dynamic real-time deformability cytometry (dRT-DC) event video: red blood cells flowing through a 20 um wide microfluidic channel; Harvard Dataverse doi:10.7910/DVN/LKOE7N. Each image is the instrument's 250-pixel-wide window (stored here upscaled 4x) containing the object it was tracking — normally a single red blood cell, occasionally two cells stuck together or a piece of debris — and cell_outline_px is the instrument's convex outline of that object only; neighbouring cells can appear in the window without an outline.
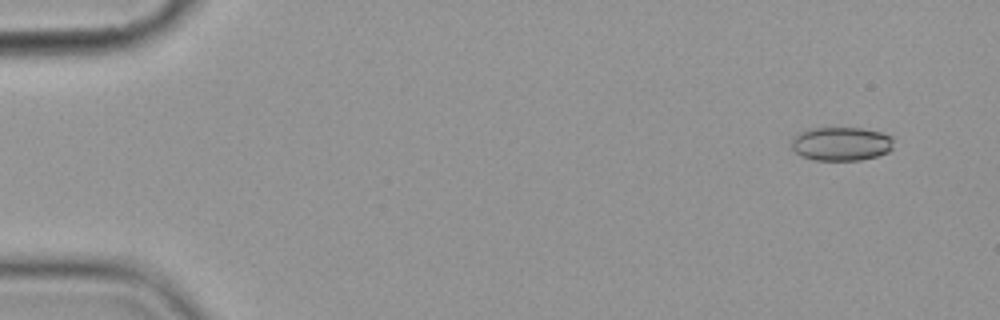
{"species": "common noctule bat (a hibernating species)", "species_latin": "Nyctalus noctula", "temperature_condition": "cold", "stored_images_in_passage": 5, "camera_frame_rate_fps": 3000, "um_per_image_px": 0.085, "animal": {"sex": "female", "body_mass_g": 19.9}, "frame": {"image": 1, "passage_image": 1, "time_ms": 0.0, "image_size_px": [1000, 320], "cell_outline_px": [[892, 148], [888, 152], [876, 156], [860, 160], [812, 160], [800, 156], [788, 144], [800, 132], [808, 128], [860, 128], [880, 132], [892, 136]], "centroid_in_image_um": [71.46, 12.23], "position_along_channel_um": 13.5, "area_um2": 20.17}}
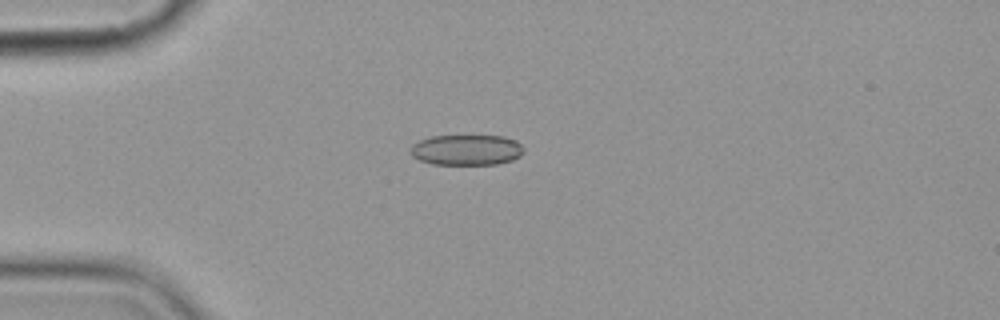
{"frame": {"image": 2, "passage_image": 4, "time_ms": 3.667, "image_size_px": [1000, 320], "cell_outline_px": [[524, 152], [520, 156], [512, 160], [496, 164], [432, 164], [420, 160], [412, 156], [412, 144], [420, 140], [432, 136], [504, 136], [516, 140], [524, 148]], "centroid_in_image_um": [39.69, 12.74], "position_along_channel_um": 45.3, "area_um2": 20.11}}